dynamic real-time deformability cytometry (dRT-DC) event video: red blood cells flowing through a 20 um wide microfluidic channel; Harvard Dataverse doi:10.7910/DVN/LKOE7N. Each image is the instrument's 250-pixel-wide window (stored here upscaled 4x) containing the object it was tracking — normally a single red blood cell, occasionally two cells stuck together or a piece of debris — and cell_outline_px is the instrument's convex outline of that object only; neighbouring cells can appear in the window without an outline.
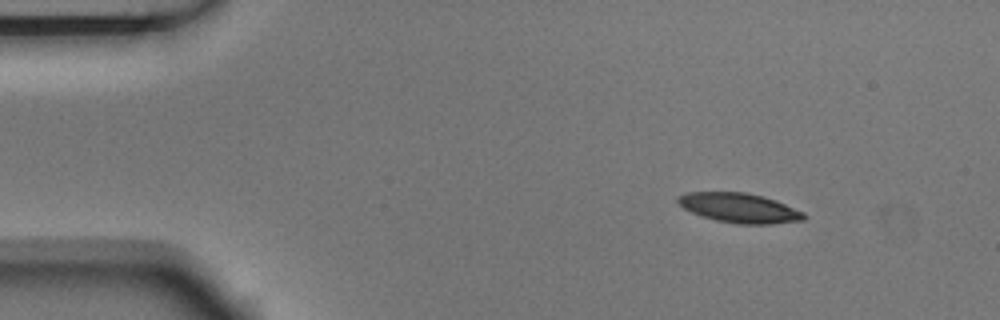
{"species": "Egyptian fruit bat (a non-hibernating species)", "species_latin": "Rousettus aegyptiacus", "temperature_condition": "room temperature", "stored_images_in_passage": 48, "camera_frame_rate_fps": 3000, "um_per_image_px": 0.085, "animal": {"sex": "male"}, "frame": {"image": 1, "passage_image": 1, "time_ms": 0.0, "image_size_px": [1000, 320], "cell_outline_px": [[804, 220], [772, 224], [736, 224], [716, 220], [692, 212], [684, 208], [676, 200], [676, 196], [688, 192], [744, 192], [776, 200], [804, 212]], "centroid_in_image_um": [62.84, 17.67], "position_along_channel_um": 22.2, "area_um2": 21.56}}
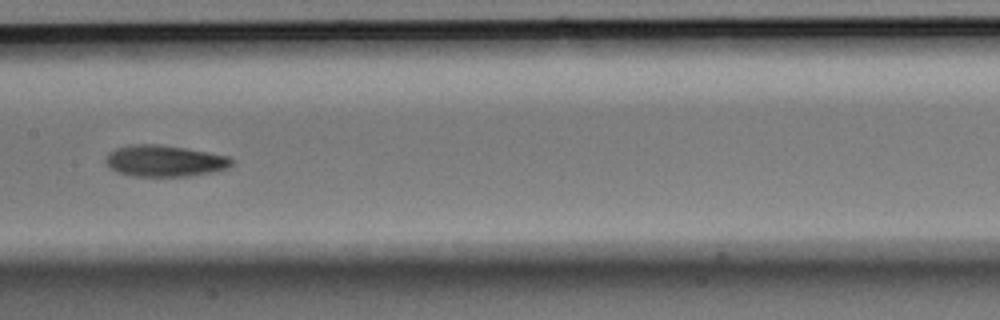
{"frame": {"image": 2, "passage_image": 21, "time_ms": 6.667, "image_size_px": [1000, 320], "cell_outline_px": [[236, 160], [228, 168], [212, 172], [192, 176], [132, 176], [116, 172], [104, 160], [108, 152], [116, 148], [132, 144], [160, 144], [184, 148], [228, 156]], "centroid_in_image_um": [13.99, 13.68], "position_along_channel_um": 193.4, "area_um2": 23.12}}
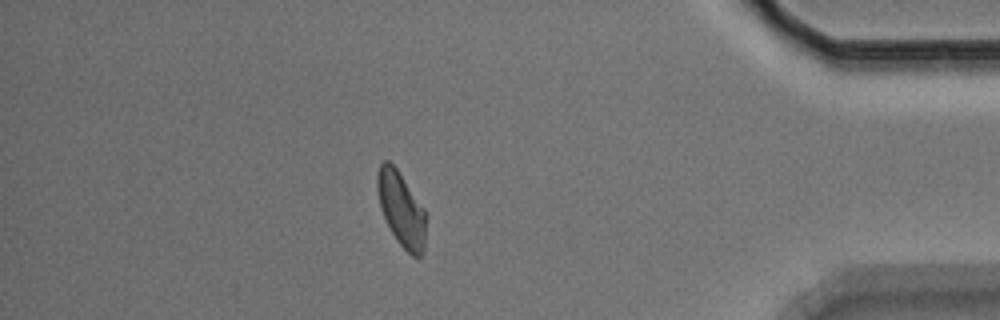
{"frame": {"image": 3, "passage_image": 41, "time_ms": 13.333, "image_size_px": [1000, 320], "cell_outline_px": [[424, 252], [420, 256], [412, 256], [396, 240], [380, 208], [376, 188], [376, 176], [380, 164], [384, 160], [388, 160], [396, 168], [424, 208]], "centroid_in_image_um": [34.07, 17.75], "position_along_channel_um": 401.1, "area_um2": 20.69}, "authors_computed_cell_mechanics": {"area_um2": 22.1663, "velocity_mm_per_s": 3.7058, "shape_relaxation_time_tau1_ms": 5.8233, "shape_relaxation_time_tau2_ms": 5.995, "deformation_change_tau1": 0.1423, "deformation_change_tau2": 0.1315}}